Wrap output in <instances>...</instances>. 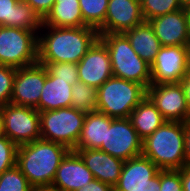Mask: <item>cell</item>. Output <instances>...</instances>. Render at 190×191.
I'll use <instances>...</instances> for the list:
<instances>
[{"mask_svg": "<svg viewBox=\"0 0 190 191\" xmlns=\"http://www.w3.org/2000/svg\"><path fill=\"white\" fill-rule=\"evenodd\" d=\"M98 38V30L90 26L42 25L38 33V63L77 64Z\"/></svg>", "mask_w": 190, "mask_h": 191, "instance_id": "cell-1", "label": "cell"}, {"mask_svg": "<svg viewBox=\"0 0 190 191\" xmlns=\"http://www.w3.org/2000/svg\"><path fill=\"white\" fill-rule=\"evenodd\" d=\"M69 151L62 144L38 139L18 146L16 166L33 188H51L56 171Z\"/></svg>", "mask_w": 190, "mask_h": 191, "instance_id": "cell-2", "label": "cell"}, {"mask_svg": "<svg viewBox=\"0 0 190 191\" xmlns=\"http://www.w3.org/2000/svg\"><path fill=\"white\" fill-rule=\"evenodd\" d=\"M185 123L166 121L142 142V156L160 170H179L185 166Z\"/></svg>", "mask_w": 190, "mask_h": 191, "instance_id": "cell-3", "label": "cell"}, {"mask_svg": "<svg viewBox=\"0 0 190 191\" xmlns=\"http://www.w3.org/2000/svg\"><path fill=\"white\" fill-rule=\"evenodd\" d=\"M99 39L109 51L113 76L147 89L151 84L150 65L134 51L127 36L124 33H99Z\"/></svg>", "mask_w": 190, "mask_h": 191, "instance_id": "cell-4", "label": "cell"}, {"mask_svg": "<svg viewBox=\"0 0 190 191\" xmlns=\"http://www.w3.org/2000/svg\"><path fill=\"white\" fill-rule=\"evenodd\" d=\"M145 97L141 84L112 76L97 89L96 111L114 119L129 118Z\"/></svg>", "mask_w": 190, "mask_h": 191, "instance_id": "cell-5", "label": "cell"}, {"mask_svg": "<svg viewBox=\"0 0 190 191\" xmlns=\"http://www.w3.org/2000/svg\"><path fill=\"white\" fill-rule=\"evenodd\" d=\"M86 113L72 107L40 112L41 139L73 150L80 137Z\"/></svg>", "mask_w": 190, "mask_h": 191, "instance_id": "cell-6", "label": "cell"}, {"mask_svg": "<svg viewBox=\"0 0 190 191\" xmlns=\"http://www.w3.org/2000/svg\"><path fill=\"white\" fill-rule=\"evenodd\" d=\"M38 62V34L0 26V64L21 68Z\"/></svg>", "mask_w": 190, "mask_h": 191, "instance_id": "cell-7", "label": "cell"}, {"mask_svg": "<svg viewBox=\"0 0 190 191\" xmlns=\"http://www.w3.org/2000/svg\"><path fill=\"white\" fill-rule=\"evenodd\" d=\"M3 135L17 146L41 139L40 112L31 107L0 106Z\"/></svg>", "mask_w": 190, "mask_h": 191, "instance_id": "cell-8", "label": "cell"}, {"mask_svg": "<svg viewBox=\"0 0 190 191\" xmlns=\"http://www.w3.org/2000/svg\"><path fill=\"white\" fill-rule=\"evenodd\" d=\"M142 142L129 118L106 115V136L99 150L124 161L141 156Z\"/></svg>", "mask_w": 190, "mask_h": 191, "instance_id": "cell-9", "label": "cell"}, {"mask_svg": "<svg viewBox=\"0 0 190 191\" xmlns=\"http://www.w3.org/2000/svg\"><path fill=\"white\" fill-rule=\"evenodd\" d=\"M146 96L166 121L185 123L190 119L184 89L180 82L150 84L146 89Z\"/></svg>", "mask_w": 190, "mask_h": 191, "instance_id": "cell-10", "label": "cell"}, {"mask_svg": "<svg viewBox=\"0 0 190 191\" xmlns=\"http://www.w3.org/2000/svg\"><path fill=\"white\" fill-rule=\"evenodd\" d=\"M150 69L151 84L180 82L188 72V46H162Z\"/></svg>", "mask_w": 190, "mask_h": 191, "instance_id": "cell-11", "label": "cell"}, {"mask_svg": "<svg viewBox=\"0 0 190 191\" xmlns=\"http://www.w3.org/2000/svg\"><path fill=\"white\" fill-rule=\"evenodd\" d=\"M46 76L45 66L38 62L30 66L16 68L10 103L36 109Z\"/></svg>", "mask_w": 190, "mask_h": 191, "instance_id": "cell-12", "label": "cell"}, {"mask_svg": "<svg viewBox=\"0 0 190 191\" xmlns=\"http://www.w3.org/2000/svg\"><path fill=\"white\" fill-rule=\"evenodd\" d=\"M142 188H161L160 169L144 156L124 161L114 191H135Z\"/></svg>", "mask_w": 190, "mask_h": 191, "instance_id": "cell-13", "label": "cell"}, {"mask_svg": "<svg viewBox=\"0 0 190 191\" xmlns=\"http://www.w3.org/2000/svg\"><path fill=\"white\" fill-rule=\"evenodd\" d=\"M77 70L78 81L96 89L113 76L109 51L99 38L77 63Z\"/></svg>", "mask_w": 190, "mask_h": 191, "instance_id": "cell-14", "label": "cell"}, {"mask_svg": "<svg viewBox=\"0 0 190 191\" xmlns=\"http://www.w3.org/2000/svg\"><path fill=\"white\" fill-rule=\"evenodd\" d=\"M140 0H109L104 23L98 33H125L144 22Z\"/></svg>", "mask_w": 190, "mask_h": 191, "instance_id": "cell-15", "label": "cell"}, {"mask_svg": "<svg viewBox=\"0 0 190 191\" xmlns=\"http://www.w3.org/2000/svg\"><path fill=\"white\" fill-rule=\"evenodd\" d=\"M161 46H188L190 30L184 8L148 21Z\"/></svg>", "mask_w": 190, "mask_h": 191, "instance_id": "cell-16", "label": "cell"}, {"mask_svg": "<svg viewBox=\"0 0 190 191\" xmlns=\"http://www.w3.org/2000/svg\"><path fill=\"white\" fill-rule=\"evenodd\" d=\"M94 179L92 172L76 151L70 150L61 161L51 189L56 191H76Z\"/></svg>", "mask_w": 190, "mask_h": 191, "instance_id": "cell-17", "label": "cell"}, {"mask_svg": "<svg viewBox=\"0 0 190 191\" xmlns=\"http://www.w3.org/2000/svg\"><path fill=\"white\" fill-rule=\"evenodd\" d=\"M76 152L92 172L94 179L114 188L121 175L124 160L99 149H78Z\"/></svg>", "mask_w": 190, "mask_h": 191, "instance_id": "cell-18", "label": "cell"}, {"mask_svg": "<svg viewBox=\"0 0 190 191\" xmlns=\"http://www.w3.org/2000/svg\"><path fill=\"white\" fill-rule=\"evenodd\" d=\"M43 20L25 1L0 0V26L39 33Z\"/></svg>", "mask_w": 190, "mask_h": 191, "instance_id": "cell-19", "label": "cell"}, {"mask_svg": "<svg viewBox=\"0 0 190 191\" xmlns=\"http://www.w3.org/2000/svg\"><path fill=\"white\" fill-rule=\"evenodd\" d=\"M78 80H63L47 73L37 110L45 112L71 107L72 87Z\"/></svg>", "mask_w": 190, "mask_h": 191, "instance_id": "cell-20", "label": "cell"}, {"mask_svg": "<svg viewBox=\"0 0 190 191\" xmlns=\"http://www.w3.org/2000/svg\"><path fill=\"white\" fill-rule=\"evenodd\" d=\"M124 34L129 39L134 51L151 66L162 46L150 23L144 21Z\"/></svg>", "mask_w": 190, "mask_h": 191, "instance_id": "cell-21", "label": "cell"}, {"mask_svg": "<svg viewBox=\"0 0 190 191\" xmlns=\"http://www.w3.org/2000/svg\"><path fill=\"white\" fill-rule=\"evenodd\" d=\"M129 119L142 140L166 122L160 111L147 96L130 113Z\"/></svg>", "mask_w": 190, "mask_h": 191, "instance_id": "cell-22", "label": "cell"}, {"mask_svg": "<svg viewBox=\"0 0 190 191\" xmlns=\"http://www.w3.org/2000/svg\"><path fill=\"white\" fill-rule=\"evenodd\" d=\"M52 27H83L79 0H56L43 24Z\"/></svg>", "mask_w": 190, "mask_h": 191, "instance_id": "cell-23", "label": "cell"}, {"mask_svg": "<svg viewBox=\"0 0 190 191\" xmlns=\"http://www.w3.org/2000/svg\"><path fill=\"white\" fill-rule=\"evenodd\" d=\"M106 136V115L93 111L86 113L78 142L72 151L78 149H99Z\"/></svg>", "mask_w": 190, "mask_h": 191, "instance_id": "cell-24", "label": "cell"}, {"mask_svg": "<svg viewBox=\"0 0 190 191\" xmlns=\"http://www.w3.org/2000/svg\"><path fill=\"white\" fill-rule=\"evenodd\" d=\"M71 107L76 110L89 113L96 111L97 107V89L77 81L72 87Z\"/></svg>", "mask_w": 190, "mask_h": 191, "instance_id": "cell-25", "label": "cell"}, {"mask_svg": "<svg viewBox=\"0 0 190 191\" xmlns=\"http://www.w3.org/2000/svg\"><path fill=\"white\" fill-rule=\"evenodd\" d=\"M109 0H79L83 22L98 29L105 21Z\"/></svg>", "mask_w": 190, "mask_h": 191, "instance_id": "cell-26", "label": "cell"}, {"mask_svg": "<svg viewBox=\"0 0 190 191\" xmlns=\"http://www.w3.org/2000/svg\"><path fill=\"white\" fill-rule=\"evenodd\" d=\"M140 2L145 21L184 8L180 0H140Z\"/></svg>", "mask_w": 190, "mask_h": 191, "instance_id": "cell-27", "label": "cell"}, {"mask_svg": "<svg viewBox=\"0 0 190 191\" xmlns=\"http://www.w3.org/2000/svg\"><path fill=\"white\" fill-rule=\"evenodd\" d=\"M25 175L15 165L0 174V191H32Z\"/></svg>", "mask_w": 190, "mask_h": 191, "instance_id": "cell-28", "label": "cell"}, {"mask_svg": "<svg viewBox=\"0 0 190 191\" xmlns=\"http://www.w3.org/2000/svg\"><path fill=\"white\" fill-rule=\"evenodd\" d=\"M16 68L0 64V106L10 104Z\"/></svg>", "mask_w": 190, "mask_h": 191, "instance_id": "cell-29", "label": "cell"}, {"mask_svg": "<svg viewBox=\"0 0 190 191\" xmlns=\"http://www.w3.org/2000/svg\"><path fill=\"white\" fill-rule=\"evenodd\" d=\"M17 148L7 136L0 137V174L16 165Z\"/></svg>", "mask_w": 190, "mask_h": 191, "instance_id": "cell-30", "label": "cell"}, {"mask_svg": "<svg viewBox=\"0 0 190 191\" xmlns=\"http://www.w3.org/2000/svg\"><path fill=\"white\" fill-rule=\"evenodd\" d=\"M45 66L47 73L63 80H78L77 64L70 62L40 63Z\"/></svg>", "mask_w": 190, "mask_h": 191, "instance_id": "cell-31", "label": "cell"}, {"mask_svg": "<svg viewBox=\"0 0 190 191\" xmlns=\"http://www.w3.org/2000/svg\"><path fill=\"white\" fill-rule=\"evenodd\" d=\"M160 191H183L179 170H160Z\"/></svg>", "mask_w": 190, "mask_h": 191, "instance_id": "cell-32", "label": "cell"}, {"mask_svg": "<svg viewBox=\"0 0 190 191\" xmlns=\"http://www.w3.org/2000/svg\"><path fill=\"white\" fill-rule=\"evenodd\" d=\"M56 0H25L43 20L51 11Z\"/></svg>", "mask_w": 190, "mask_h": 191, "instance_id": "cell-33", "label": "cell"}, {"mask_svg": "<svg viewBox=\"0 0 190 191\" xmlns=\"http://www.w3.org/2000/svg\"><path fill=\"white\" fill-rule=\"evenodd\" d=\"M76 191H114L113 187L107 183H103L97 179H93L89 184H85Z\"/></svg>", "mask_w": 190, "mask_h": 191, "instance_id": "cell-34", "label": "cell"}, {"mask_svg": "<svg viewBox=\"0 0 190 191\" xmlns=\"http://www.w3.org/2000/svg\"><path fill=\"white\" fill-rule=\"evenodd\" d=\"M185 166L190 167V119L185 122Z\"/></svg>", "mask_w": 190, "mask_h": 191, "instance_id": "cell-35", "label": "cell"}, {"mask_svg": "<svg viewBox=\"0 0 190 191\" xmlns=\"http://www.w3.org/2000/svg\"><path fill=\"white\" fill-rule=\"evenodd\" d=\"M180 83L184 89L186 103L188 106V111L190 113V71L189 70L186 73V75L181 79Z\"/></svg>", "mask_w": 190, "mask_h": 191, "instance_id": "cell-36", "label": "cell"}, {"mask_svg": "<svg viewBox=\"0 0 190 191\" xmlns=\"http://www.w3.org/2000/svg\"><path fill=\"white\" fill-rule=\"evenodd\" d=\"M180 171V177L182 180L183 191H190V167L183 166Z\"/></svg>", "mask_w": 190, "mask_h": 191, "instance_id": "cell-37", "label": "cell"}, {"mask_svg": "<svg viewBox=\"0 0 190 191\" xmlns=\"http://www.w3.org/2000/svg\"><path fill=\"white\" fill-rule=\"evenodd\" d=\"M186 14H187V18H188V25H189V30H190V4L186 5L184 7Z\"/></svg>", "mask_w": 190, "mask_h": 191, "instance_id": "cell-38", "label": "cell"}, {"mask_svg": "<svg viewBox=\"0 0 190 191\" xmlns=\"http://www.w3.org/2000/svg\"><path fill=\"white\" fill-rule=\"evenodd\" d=\"M135 191H160V188H142Z\"/></svg>", "mask_w": 190, "mask_h": 191, "instance_id": "cell-39", "label": "cell"}, {"mask_svg": "<svg viewBox=\"0 0 190 191\" xmlns=\"http://www.w3.org/2000/svg\"><path fill=\"white\" fill-rule=\"evenodd\" d=\"M32 191H56L51 188H33Z\"/></svg>", "mask_w": 190, "mask_h": 191, "instance_id": "cell-40", "label": "cell"}, {"mask_svg": "<svg viewBox=\"0 0 190 191\" xmlns=\"http://www.w3.org/2000/svg\"><path fill=\"white\" fill-rule=\"evenodd\" d=\"M188 70L190 71V43L188 45Z\"/></svg>", "mask_w": 190, "mask_h": 191, "instance_id": "cell-41", "label": "cell"}, {"mask_svg": "<svg viewBox=\"0 0 190 191\" xmlns=\"http://www.w3.org/2000/svg\"><path fill=\"white\" fill-rule=\"evenodd\" d=\"M3 135V125H2V117L0 114V137Z\"/></svg>", "mask_w": 190, "mask_h": 191, "instance_id": "cell-42", "label": "cell"}, {"mask_svg": "<svg viewBox=\"0 0 190 191\" xmlns=\"http://www.w3.org/2000/svg\"><path fill=\"white\" fill-rule=\"evenodd\" d=\"M180 2L183 5V7H185L186 5L190 4V0H180Z\"/></svg>", "mask_w": 190, "mask_h": 191, "instance_id": "cell-43", "label": "cell"}]
</instances>
